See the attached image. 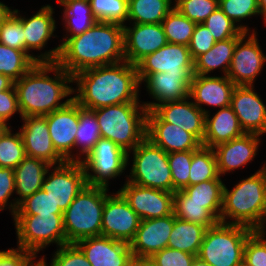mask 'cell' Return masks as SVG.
Wrapping results in <instances>:
<instances>
[{
    "label": "cell",
    "mask_w": 266,
    "mask_h": 266,
    "mask_svg": "<svg viewBox=\"0 0 266 266\" xmlns=\"http://www.w3.org/2000/svg\"><path fill=\"white\" fill-rule=\"evenodd\" d=\"M62 40L56 48L40 54L38 63L57 62L74 76L88 68L125 60L123 25L117 23L96 21L82 34Z\"/></svg>",
    "instance_id": "1"
},
{
    "label": "cell",
    "mask_w": 266,
    "mask_h": 266,
    "mask_svg": "<svg viewBox=\"0 0 266 266\" xmlns=\"http://www.w3.org/2000/svg\"><path fill=\"white\" fill-rule=\"evenodd\" d=\"M77 94L73 99L83 108L95 110L101 107L139 102L137 67L127 61L93 67L73 76Z\"/></svg>",
    "instance_id": "2"
},
{
    "label": "cell",
    "mask_w": 266,
    "mask_h": 266,
    "mask_svg": "<svg viewBox=\"0 0 266 266\" xmlns=\"http://www.w3.org/2000/svg\"><path fill=\"white\" fill-rule=\"evenodd\" d=\"M49 72H54V78ZM68 83H73V76L57 62L36 63L14 82L21 117L45 116L65 107L73 97L59 101L74 93Z\"/></svg>",
    "instance_id": "3"
},
{
    "label": "cell",
    "mask_w": 266,
    "mask_h": 266,
    "mask_svg": "<svg viewBox=\"0 0 266 266\" xmlns=\"http://www.w3.org/2000/svg\"><path fill=\"white\" fill-rule=\"evenodd\" d=\"M233 221H226L227 219ZM220 222L265 231L266 192L263 167L228 190L224 184Z\"/></svg>",
    "instance_id": "4"
},
{
    "label": "cell",
    "mask_w": 266,
    "mask_h": 266,
    "mask_svg": "<svg viewBox=\"0 0 266 266\" xmlns=\"http://www.w3.org/2000/svg\"><path fill=\"white\" fill-rule=\"evenodd\" d=\"M141 112H138V111ZM101 138L116 143L125 152L133 150L146 138L148 110L139 102H128L93 110Z\"/></svg>",
    "instance_id": "5"
},
{
    "label": "cell",
    "mask_w": 266,
    "mask_h": 266,
    "mask_svg": "<svg viewBox=\"0 0 266 266\" xmlns=\"http://www.w3.org/2000/svg\"><path fill=\"white\" fill-rule=\"evenodd\" d=\"M108 188L86 185L63 212L66 244L102 235V213Z\"/></svg>",
    "instance_id": "6"
},
{
    "label": "cell",
    "mask_w": 266,
    "mask_h": 266,
    "mask_svg": "<svg viewBox=\"0 0 266 266\" xmlns=\"http://www.w3.org/2000/svg\"><path fill=\"white\" fill-rule=\"evenodd\" d=\"M254 231L218 221L206 229L197 257L211 266H239L244 262L247 238Z\"/></svg>",
    "instance_id": "7"
},
{
    "label": "cell",
    "mask_w": 266,
    "mask_h": 266,
    "mask_svg": "<svg viewBox=\"0 0 266 266\" xmlns=\"http://www.w3.org/2000/svg\"><path fill=\"white\" fill-rule=\"evenodd\" d=\"M132 151L133 165L128 182L173 192L168 153L148 138L141 141Z\"/></svg>",
    "instance_id": "8"
},
{
    "label": "cell",
    "mask_w": 266,
    "mask_h": 266,
    "mask_svg": "<svg viewBox=\"0 0 266 266\" xmlns=\"http://www.w3.org/2000/svg\"><path fill=\"white\" fill-rule=\"evenodd\" d=\"M18 248L35 256L51 243L66 244L63 214L14 215Z\"/></svg>",
    "instance_id": "9"
},
{
    "label": "cell",
    "mask_w": 266,
    "mask_h": 266,
    "mask_svg": "<svg viewBox=\"0 0 266 266\" xmlns=\"http://www.w3.org/2000/svg\"><path fill=\"white\" fill-rule=\"evenodd\" d=\"M128 160L129 153L111 140L100 138L93 150L81 160L87 184L108 188L109 179L121 175L129 164Z\"/></svg>",
    "instance_id": "10"
},
{
    "label": "cell",
    "mask_w": 266,
    "mask_h": 266,
    "mask_svg": "<svg viewBox=\"0 0 266 266\" xmlns=\"http://www.w3.org/2000/svg\"><path fill=\"white\" fill-rule=\"evenodd\" d=\"M136 67L140 84L148 75L159 72L180 74L189 85L194 76V60L188 46L181 44L167 43L143 58Z\"/></svg>",
    "instance_id": "11"
},
{
    "label": "cell",
    "mask_w": 266,
    "mask_h": 266,
    "mask_svg": "<svg viewBox=\"0 0 266 266\" xmlns=\"http://www.w3.org/2000/svg\"><path fill=\"white\" fill-rule=\"evenodd\" d=\"M53 170L44 177L42 189L64 212L87 185L85 169L81 161H65Z\"/></svg>",
    "instance_id": "12"
},
{
    "label": "cell",
    "mask_w": 266,
    "mask_h": 266,
    "mask_svg": "<svg viewBox=\"0 0 266 266\" xmlns=\"http://www.w3.org/2000/svg\"><path fill=\"white\" fill-rule=\"evenodd\" d=\"M247 34L249 35V32L237 41L227 73V77L236 86H253L255 78L261 73L266 62V56L262 53L255 30L251 35Z\"/></svg>",
    "instance_id": "13"
},
{
    "label": "cell",
    "mask_w": 266,
    "mask_h": 266,
    "mask_svg": "<svg viewBox=\"0 0 266 266\" xmlns=\"http://www.w3.org/2000/svg\"><path fill=\"white\" fill-rule=\"evenodd\" d=\"M118 192L141 220L162 218L173 214V192L142 187L128 181Z\"/></svg>",
    "instance_id": "14"
},
{
    "label": "cell",
    "mask_w": 266,
    "mask_h": 266,
    "mask_svg": "<svg viewBox=\"0 0 266 266\" xmlns=\"http://www.w3.org/2000/svg\"><path fill=\"white\" fill-rule=\"evenodd\" d=\"M140 217L117 191L105 199L102 213V235L130 243L140 224Z\"/></svg>",
    "instance_id": "15"
},
{
    "label": "cell",
    "mask_w": 266,
    "mask_h": 266,
    "mask_svg": "<svg viewBox=\"0 0 266 266\" xmlns=\"http://www.w3.org/2000/svg\"><path fill=\"white\" fill-rule=\"evenodd\" d=\"M47 120L52 144L65 161H81L73 157L76 131L79 121V104L72 99L65 107L44 116Z\"/></svg>",
    "instance_id": "16"
},
{
    "label": "cell",
    "mask_w": 266,
    "mask_h": 266,
    "mask_svg": "<svg viewBox=\"0 0 266 266\" xmlns=\"http://www.w3.org/2000/svg\"><path fill=\"white\" fill-rule=\"evenodd\" d=\"M176 217L173 214L141 220L134 239L129 243L134 259H149L168 246Z\"/></svg>",
    "instance_id": "17"
},
{
    "label": "cell",
    "mask_w": 266,
    "mask_h": 266,
    "mask_svg": "<svg viewBox=\"0 0 266 266\" xmlns=\"http://www.w3.org/2000/svg\"><path fill=\"white\" fill-rule=\"evenodd\" d=\"M123 26L125 61L137 65L147 55L166 45L167 39L161 23Z\"/></svg>",
    "instance_id": "18"
},
{
    "label": "cell",
    "mask_w": 266,
    "mask_h": 266,
    "mask_svg": "<svg viewBox=\"0 0 266 266\" xmlns=\"http://www.w3.org/2000/svg\"><path fill=\"white\" fill-rule=\"evenodd\" d=\"M91 266H128L134 259L130 244L107 236L83 238L75 243Z\"/></svg>",
    "instance_id": "19"
},
{
    "label": "cell",
    "mask_w": 266,
    "mask_h": 266,
    "mask_svg": "<svg viewBox=\"0 0 266 266\" xmlns=\"http://www.w3.org/2000/svg\"><path fill=\"white\" fill-rule=\"evenodd\" d=\"M254 86H235L231 107L244 133L266 134V106L253 90Z\"/></svg>",
    "instance_id": "20"
},
{
    "label": "cell",
    "mask_w": 266,
    "mask_h": 266,
    "mask_svg": "<svg viewBox=\"0 0 266 266\" xmlns=\"http://www.w3.org/2000/svg\"><path fill=\"white\" fill-rule=\"evenodd\" d=\"M146 138L167 153L198 150L202 146L193 134L164 122L153 110L147 112Z\"/></svg>",
    "instance_id": "21"
},
{
    "label": "cell",
    "mask_w": 266,
    "mask_h": 266,
    "mask_svg": "<svg viewBox=\"0 0 266 266\" xmlns=\"http://www.w3.org/2000/svg\"><path fill=\"white\" fill-rule=\"evenodd\" d=\"M24 124L20 129L26 156L41 159L51 166L59 165L65 160L55 150L44 116L22 117Z\"/></svg>",
    "instance_id": "22"
},
{
    "label": "cell",
    "mask_w": 266,
    "mask_h": 266,
    "mask_svg": "<svg viewBox=\"0 0 266 266\" xmlns=\"http://www.w3.org/2000/svg\"><path fill=\"white\" fill-rule=\"evenodd\" d=\"M235 84L227 76H209L194 74L189 89V98L205 114L209 111L203 109L202 104L219 108L231 105V96Z\"/></svg>",
    "instance_id": "23"
},
{
    "label": "cell",
    "mask_w": 266,
    "mask_h": 266,
    "mask_svg": "<svg viewBox=\"0 0 266 266\" xmlns=\"http://www.w3.org/2000/svg\"><path fill=\"white\" fill-rule=\"evenodd\" d=\"M260 135L244 133L229 142L215 146L214 152L217 160L219 176L226 172L236 170L253 160L258 152Z\"/></svg>",
    "instance_id": "24"
},
{
    "label": "cell",
    "mask_w": 266,
    "mask_h": 266,
    "mask_svg": "<svg viewBox=\"0 0 266 266\" xmlns=\"http://www.w3.org/2000/svg\"><path fill=\"white\" fill-rule=\"evenodd\" d=\"M190 98L166 102L153 111L164 121L193 134L201 143L205 134V113Z\"/></svg>",
    "instance_id": "25"
},
{
    "label": "cell",
    "mask_w": 266,
    "mask_h": 266,
    "mask_svg": "<svg viewBox=\"0 0 266 266\" xmlns=\"http://www.w3.org/2000/svg\"><path fill=\"white\" fill-rule=\"evenodd\" d=\"M152 99L156 102L143 103L148 111L166 102L181 101L189 98L190 85L180 74L159 72L148 75L144 80Z\"/></svg>",
    "instance_id": "26"
},
{
    "label": "cell",
    "mask_w": 266,
    "mask_h": 266,
    "mask_svg": "<svg viewBox=\"0 0 266 266\" xmlns=\"http://www.w3.org/2000/svg\"><path fill=\"white\" fill-rule=\"evenodd\" d=\"M52 167L41 159L26 156L14 169L15 191L21 197L17 200L15 198L13 204H9L8 208L11 209L13 216L22 200L42 189L44 177Z\"/></svg>",
    "instance_id": "27"
},
{
    "label": "cell",
    "mask_w": 266,
    "mask_h": 266,
    "mask_svg": "<svg viewBox=\"0 0 266 266\" xmlns=\"http://www.w3.org/2000/svg\"><path fill=\"white\" fill-rule=\"evenodd\" d=\"M244 134L238 117L231 106L221 108L211 118L205 114V134L202 146L214 148L218 144L229 142Z\"/></svg>",
    "instance_id": "28"
},
{
    "label": "cell",
    "mask_w": 266,
    "mask_h": 266,
    "mask_svg": "<svg viewBox=\"0 0 266 266\" xmlns=\"http://www.w3.org/2000/svg\"><path fill=\"white\" fill-rule=\"evenodd\" d=\"M224 183L213 179L174 192V202H197L203 204L218 221L222 209Z\"/></svg>",
    "instance_id": "29"
},
{
    "label": "cell",
    "mask_w": 266,
    "mask_h": 266,
    "mask_svg": "<svg viewBox=\"0 0 266 266\" xmlns=\"http://www.w3.org/2000/svg\"><path fill=\"white\" fill-rule=\"evenodd\" d=\"M22 22L24 36L26 40V52L30 49L41 50L46 46V42L53 36L56 29V22L53 18V8L50 5L41 7V9L30 18H25L18 13L17 9L12 11Z\"/></svg>",
    "instance_id": "30"
},
{
    "label": "cell",
    "mask_w": 266,
    "mask_h": 266,
    "mask_svg": "<svg viewBox=\"0 0 266 266\" xmlns=\"http://www.w3.org/2000/svg\"><path fill=\"white\" fill-rule=\"evenodd\" d=\"M240 38L233 37L224 41H216L209 51L194 60V74L208 75L211 71L221 67L224 76H227L234 48Z\"/></svg>",
    "instance_id": "31"
},
{
    "label": "cell",
    "mask_w": 266,
    "mask_h": 266,
    "mask_svg": "<svg viewBox=\"0 0 266 266\" xmlns=\"http://www.w3.org/2000/svg\"><path fill=\"white\" fill-rule=\"evenodd\" d=\"M206 229L205 226L176 217L167 247L197 256Z\"/></svg>",
    "instance_id": "32"
},
{
    "label": "cell",
    "mask_w": 266,
    "mask_h": 266,
    "mask_svg": "<svg viewBox=\"0 0 266 266\" xmlns=\"http://www.w3.org/2000/svg\"><path fill=\"white\" fill-rule=\"evenodd\" d=\"M172 0H128V21L158 24L174 8Z\"/></svg>",
    "instance_id": "33"
},
{
    "label": "cell",
    "mask_w": 266,
    "mask_h": 266,
    "mask_svg": "<svg viewBox=\"0 0 266 266\" xmlns=\"http://www.w3.org/2000/svg\"><path fill=\"white\" fill-rule=\"evenodd\" d=\"M61 5L65 9V28L71 35L67 37L80 35L96 23L89 0H65Z\"/></svg>",
    "instance_id": "34"
},
{
    "label": "cell",
    "mask_w": 266,
    "mask_h": 266,
    "mask_svg": "<svg viewBox=\"0 0 266 266\" xmlns=\"http://www.w3.org/2000/svg\"><path fill=\"white\" fill-rule=\"evenodd\" d=\"M36 63H38L37 56L0 43V74L8 76L14 82L25 75Z\"/></svg>",
    "instance_id": "35"
},
{
    "label": "cell",
    "mask_w": 266,
    "mask_h": 266,
    "mask_svg": "<svg viewBox=\"0 0 266 266\" xmlns=\"http://www.w3.org/2000/svg\"><path fill=\"white\" fill-rule=\"evenodd\" d=\"M213 179H221L214 149L201 146L198 150H192L189 186Z\"/></svg>",
    "instance_id": "36"
},
{
    "label": "cell",
    "mask_w": 266,
    "mask_h": 266,
    "mask_svg": "<svg viewBox=\"0 0 266 266\" xmlns=\"http://www.w3.org/2000/svg\"><path fill=\"white\" fill-rule=\"evenodd\" d=\"M100 138L101 133L95 112L79 105V121L74 148L80 146L79 154L81 152L86 157Z\"/></svg>",
    "instance_id": "37"
},
{
    "label": "cell",
    "mask_w": 266,
    "mask_h": 266,
    "mask_svg": "<svg viewBox=\"0 0 266 266\" xmlns=\"http://www.w3.org/2000/svg\"><path fill=\"white\" fill-rule=\"evenodd\" d=\"M168 43L189 46L196 23L185 17L175 7L162 20Z\"/></svg>",
    "instance_id": "38"
},
{
    "label": "cell",
    "mask_w": 266,
    "mask_h": 266,
    "mask_svg": "<svg viewBox=\"0 0 266 266\" xmlns=\"http://www.w3.org/2000/svg\"><path fill=\"white\" fill-rule=\"evenodd\" d=\"M216 41H224L233 37H242L248 33V26L237 25L218 7L203 22ZM237 25V26H236Z\"/></svg>",
    "instance_id": "39"
},
{
    "label": "cell",
    "mask_w": 266,
    "mask_h": 266,
    "mask_svg": "<svg viewBox=\"0 0 266 266\" xmlns=\"http://www.w3.org/2000/svg\"><path fill=\"white\" fill-rule=\"evenodd\" d=\"M96 21L124 26L128 18V0H89Z\"/></svg>",
    "instance_id": "40"
},
{
    "label": "cell",
    "mask_w": 266,
    "mask_h": 266,
    "mask_svg": "<svg viewBox=\"0 0 266 266\" xmlns=\"http://www.w3.org/2000/svg\"><path fill=\"white\" fill-rule=\"evenodd\" d=\"M10 127L0 138V167L15 169L26 157L20 131L12 134Z\"/></svg>",
    "instance_id": "41"
},
{
    "label": "cell",
    "mask_w": 266,
    "mask_h": 266,
    "mask_svg": "<svg viewBox=\"0 0 266 266\" xmlns=\"http://www.w3.org/2000/svg\"><path fill=\"white\" fill-rule=\"evenodd\" d=\"M51 213L63 214L59 206H56L50 198L49 194L43 189H40L18 204L15 215H46Z\"/></svg>",
    "instance_id": "42"
},
{
    "label": "cell",
    "mask_w": 266,
    "mask_h": 266,
    "mask_svg": "<svg viewBox=\"0 0 266 266\" xmlns=\"http://www.w3.org/2000/svg\"><path fill=\"white\" fill-rule=\"evenodd\" d=\"M168 162L173 181V193L189 186L192 150L168 153Z\"/></svg>",
    "instance_id": "43"
},
{
    "label": "cell",
    "mask_w": 266,
    "mask_h": 266,
    "mask_svg": "<svg viewBox=\"0 0 266 266\" xmlns=\"http://www.w3.org/2000/svg\"><path fill=\"white\" fill-rule=\"evenodd\" d=\"M173 213L175 217L206 228L214 226L218 220L197 202H174Z\"/></svg>",
    "instance_id": "44"
},
{
    "label": "cell",
    "mask_w": 266,
    "mask_h": 266,
    "mask_svg": "<svg viewBox=\"0 0 266 266\" xmlns=\"http://www.w3.org/2000/svg\"><path fill=\"white\" fill-rule=\"evenodd\" d=\"M174 7L191 21L203 23L219 7V0H175Z\"/></svg>",
    "instance_id": "45"
},
{
    "label": "cell",
    "mask_w": 266,
    "mask_h": 266,
    "mask_svg": "<svg viewBox=\"0 0 266 266\" xmlns=\"http://www.w3.org/2000/svg\"><path fill=\"white\" fill-rule=\"evenodd\" d=\"M0 43L26 51V40L21 20L11 12L0 26Z\"/></svg>",
    "instance_id": "46"
},
{
    "label": "cell",
    "mask_w": 266,
    "mask_h": 266,
    "mask_svg": "<svg viewBox=\"0 0 266 266\" xmlns=\"http://www.w3.org/2000/svg\"><path fill=\"white\" fill-rule=\"evenodd\" d=\"M45 261L44 256L39 260L43 266H49ZM50 266H91V264L75 243H68L57 249Z\"/></svg>",
    "instance_id": "47"
},
{
    "label": "cell",
    "mask_w": 266,
    "mask_h": 266,
    "mask_svg": "<svg viewBox=\"0 0 266 266\" xmlns=\"http://www.w3.org/2000/svg\"><path fill=\"white\" fill-rule=\"evenodd\" d=\"M265 231H254L246 240L244 263L248 266H266Z\"/></svg>",
    "instance_id": "48"
},
{
    "label": "cell",
    "mask_w": 266,
    "mask_h": 266,
    "mask_svg": "<svg viewBox=\"0 0 266 266\" xmlns=\"http://www.w3.org/2000/svg\"><path fill=\"white\" fill-rule=\"evenodd\" d=\"M219 7L234 23L259 15L258 0H219Z\"/></svg>",
    "instance_id": "49"
},
{
    "label": "cell",
    "mask_w": 266,
    "mask_h": 266,
    "mask_svg": "<svg viewBox=\"0 0 266 266\" xmlns=\"http://www.w3.org/2000/svg\"><path fill=\"white\" fill-rule=\"evenodd\" d=\"M195 258L196 255L166 247L148 260L152 266H192Z\"/></svg>",
    "instance_id": "50"
},
{
    "label": "cell",
    "mask_w": 266,
    "mask_h": 266,
    "mask_svg": "<svg viewBox=\"0 0 266 266\" xmlns=\"http://www.w3.org/2000/svg\"><path fill=\"white\" fill-rule=\"evenodd\" d=\"M215 43L216 40L206 25L203 23L196 24L188 46L193 60L209 51Z\"/></svg>",
    "instance_id": "51"
},
{
    "label": "cell",
    "mask_w": 266,
    "mask_h": 266,
    "mask_svg": "<svg viewBox=\"0 0 266 266\" xmlns=\"http://www.w3.org/2000/svg\"><path fill=\"white\" fill-rule=\"evenodd\" d=\"M33 253L20 248L0 251V266H35Z\"/></svg>",
    "instance_id": "52"
},
{
    "label": "cell",
    "mask_w": 266,
    "mask_h": 266,
    "mask_svg": "<svg viewBox=\"0 0 266 266\" xmlns=\"http://www.w3.org/2000/svg\"><path fill=\"white\" fill-rule=\"evenodd\" d=\"M17 112L20 114L17 93L13 85L10 89L0 92V120L7 123Z\"/></svg>",
    "instance_id": "53"
},
{
    "label": "cell",
    "mask_w": 266,
    "mask_h": 266,
    "mask_svg": "<svg viewBox=\"0 0 266 266\" xmlns=\"http://www.w3.org/2000/svg\"><path fill=\"white\" fill-rule=\"evenodd\" d=\"M15 190V175L13 168L0 167V210L8 205V200Z\"/></svg>",
    "instance_id": "54"
},
{
    "label": "cell",
    "mask_w": 266,
    "mask_h": 266,
    "mask_svg": "<svg viewBox=\"0 0 266 266\" xmlns=\"http://www.w3.org/2000/svg\"><path fill=\"white\" fill-rule=\"evenodd\" d=\"M14 85V81L8 76L0 74V92L10 89Z\"/></svg>",
    "instance_id": "55"
},
{
    "label": "cell",
    "mask_w": 266,
    "mask_h": 266,
    "mask_svg": "<svg viewBox=\"0 0 266 266\" xmlns=\"http://www.w3.org/2000/svg\"><path fill=\"white\" fill-rule=\"evenodd\" d=\"M7 5L0 2V26L2 25L3 21L9 16V14L12 12Z\"/></svg>",
    "instance_id": "56"
},
{
    "label": "cell",
    "mask_w": 266,
    "mask_h": 266,
    "mask_svg": "<svg viewBox=\"0 0 266 266\" xmlns=\"http://www.w3.org/2000/svg\"><path fill=\"white\" fill-rule=\"evenodd\" d=\"M128 266H152V263L147 259H133Z\"/></svg>",
    "instance_id": "57"
},
{
    "label": "cell",
    "mask_w": 266,
    "mask_h": 266,
    "mask_svg": "<svg viewBox=\"0 0 266 266\" xmlns=\"http://www.w3.org/2000/svg\"><path fill=\"white\" fill-rule=\"evenodd\" d=\"M259 14L263 16L266 23V0H258Z\"/></svg>",
    "instance_id": "58"
},
{
    "label": "cell",
    "mask_w": 266,
    "mask_h": 266,
    "mask_svg": "<svg viewBox=\"0 0 266 266\" xmlns=\"http://www.w3.org/2000/svg\"><path fill=\"white\" fill-rule=\"evenodd\" d=\"M192 266H211V265L196 256Z\"/></svg>",
    "instance_id": "59"
},
{
    "label": "cell",
    "mask_w": 266,
    "mask_h": 266,
    "mask_svg": "<svg viewBox=\"0 0 266 266\" xmlns=\"http://www.w3.org/2000/svg\"><path fill=\"white\" fill-rule=\"evenodd\" d=\"M7 124L8 123L0 120V138L5 133V131L9 128V126H7Z\"/></svg>",
    "instance_id": "60"
},
{
    "label": "cell",
    "mask_w": 266,
    "mask_h": 266,
    "mask_svg": "<svg viewBox=\"0 0 266 266\" xmlns=\"http://www.w3.org/2000/svg\"><path fill=\"white\" fill-rule=\"evenodd\" d=\"M263 177L265 180V192H266V165L263 166Z\"/></svg>",
    "instance_id": "61"
},
{
    "label": "cell",
    "mask_w": 266,
    "mask_h": 266,
    "mask_svg": "<svg viewBox=\"0 0 266 266\" xmlns=\"http://www.w3.org/2000/svg\"><path fill=\"white\" fill-rule=\"evenodd\" d=\"M58 3L62 4L65 0H57Z\"/></svg>",
    "instance_id": "62"
},
{
    "label": "cell",
    "mask_w": 266,
    "mask_h": 266,
    "mask_svg": "<svg viewBox=\"0 0 266 266\" xmlns=\"http://www.w3.org/2000/svg\"><path fill=\"white\" fill-rule=\"evenodd\" d=\"M35 266H43L39 261Z\"/></svg>",
    "instance_id": "63"
},
{
    "label": "cell",
    "mask_w": 266,
    "mask_h": 266,
    "mask_svg": "<svg viewBox=\"0 0 266 266\" xmlns=\"http://www.w3.org/2000/svg\"><path fill=\"white\" fill-rule=\"evenodd\" d=\"M239 266H248V265H246L244 262L241 264V265H239Z\"/></svg>",
    "instance_id": "64"
}]
</instances>
